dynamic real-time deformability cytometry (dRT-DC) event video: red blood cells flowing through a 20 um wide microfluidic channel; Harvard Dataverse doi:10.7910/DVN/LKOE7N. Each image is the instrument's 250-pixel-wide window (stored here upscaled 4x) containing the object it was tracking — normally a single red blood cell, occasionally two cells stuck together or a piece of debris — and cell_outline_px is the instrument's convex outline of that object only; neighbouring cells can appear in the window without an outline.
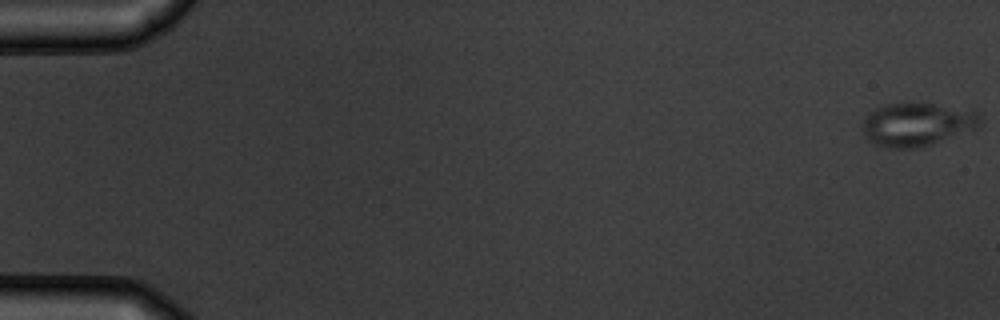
{"species": "common noctule bat (a hibernating species)", "species_latin": "Nyctalus noctula", "temperature_condition": "warm", "stored_images_in_passage": 12, "camera_frame_rate_fps": 3000, "um_per_image_px": 0.085, "animal": {"sex": "male", "body_mass_g": 19.5, "forearm_length_mm": 54.6}, "frame": {"image": 1, "passage_image": 1, "time_ms": 0.0, "image_size_px": [1000, 320], "cell_outline_px": [[984, 116], [972, 128], [932, 144], [916, 148], [888, 148], [876, 144], [868, 140], [860, 132], [860, 124], [876, 108], [884, 104], [904, 100], [932, 104], [980, 112]], "centroid_in_image_um": [77.84, 10.54], "position_along_channel_um": 7.2, "area_um2": 29.77}}